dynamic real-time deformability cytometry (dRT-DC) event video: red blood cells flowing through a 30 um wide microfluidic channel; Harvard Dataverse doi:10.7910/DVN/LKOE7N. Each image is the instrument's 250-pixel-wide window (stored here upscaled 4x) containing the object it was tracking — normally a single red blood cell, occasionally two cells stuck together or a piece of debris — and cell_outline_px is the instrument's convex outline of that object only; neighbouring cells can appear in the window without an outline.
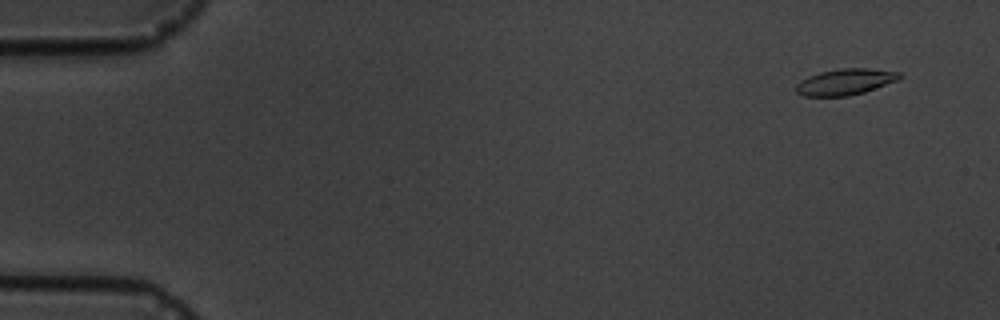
{"species": "common noctule bat (a hibernating species)", "species_latin": "Nyctalus noctula", "temperature_condition": "cold", "stored_images_in_passage": 5, "camera_frame_rate_fps": 3000, "um_per_image_px": 0.085, "animal": {"sex": "male", "body_mass_g": 19.5, "forearm_length_mm": 54.6}, "frame": {"image": 1, "passage_image": 1, "time_ms": 0.0, "image_size_px": [1000, 320], "cell_outline_px": [[900, 76], [896, 80], [864, 92], [848, 96], [804, 96], [796, 92], [796, 84], [800, 80], [808, 76], [820, 72], [840, 68], [868, 68], [900, 72]], "centroid_in_image_um": [71.79, 6.95], "position_along_channel_um": 13.2, "area_um2": 15.61}}
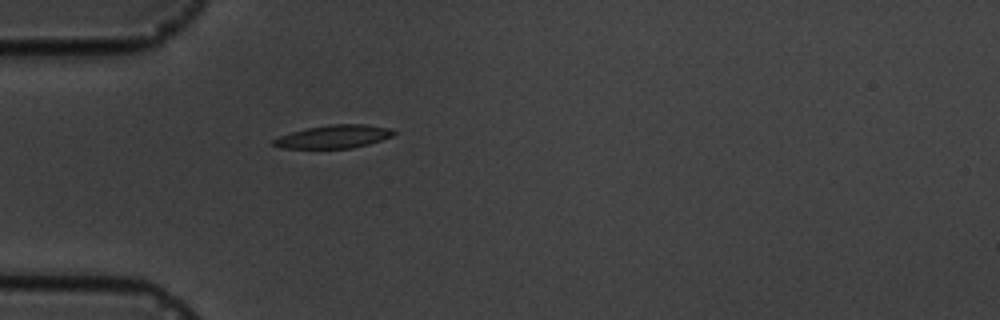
{"frame": {"image": 2, "passage_image": 5, "time_ms": 4.333, "image_size_px": [1000, 320], "cell_outline_px": [[396, 132], [392, 136], [368, 144], [352, 148], [280, 148], [272, 144], [272, 140], [280, 136], [292, 132], [308, 128], [328, 124], [364, 124], [392, 128]], "centroid_in_image_um": [28.38, 11.61], "position_along_channel_um": 56.6, "area_um2": 16.13}}